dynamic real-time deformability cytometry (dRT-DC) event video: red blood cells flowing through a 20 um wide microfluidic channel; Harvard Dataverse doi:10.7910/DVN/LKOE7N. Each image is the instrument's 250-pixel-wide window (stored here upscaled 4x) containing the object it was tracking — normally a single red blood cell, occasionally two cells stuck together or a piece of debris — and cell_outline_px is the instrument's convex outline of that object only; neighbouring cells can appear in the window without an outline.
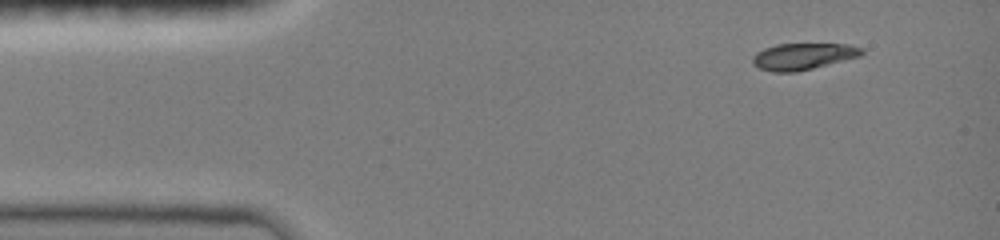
{"species": "common noctule bat (a hibernating species)", "species_latin": "Nyctalus noctula", "temperature_condition": "room temperature", "stored_images_in_passage": 38, "camera_frame_rate_fps": 3000, "um_per_image_px": 0.085, "animal": {"sex": "female", "body_mass_g": 19.0, "forearm_length_mm": 51.5}, "frame": {"image": 1, "passage_image": 1, "time_ms": 0.0, "image_size_px": [1000, 240], "cell_outline_px": [[864, 52], [860, 56], [796, 72], [772, 72], [760, 68], [752, 64], [752, 56], [756, 52], [764, 48], [776, 44], [848, 44], [864, 48]], "centroid_in_image_um": [68.24, 4.78], "position_along_channel_um": 16.8, "area_um2": 16.88}}
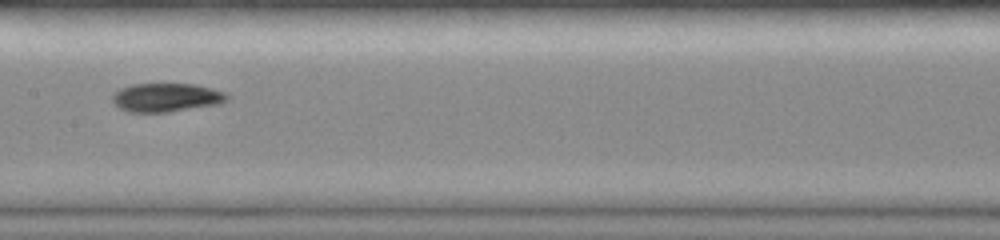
{"frame": {"image": 2, "passage_image": 20, "time_ms": 6.333, "image_size_px": [1000, 240], "cell_outline_px": [[228, 100], [220, 104], [168, 112], [128, 112], [112, 104], [112, 92], [120, 88], [132, 84], [196, 84], [212, 88], [224, 92], [228, 96]], "centroid_in_image_um": [14.1, 8.28], "position_along_channel_um": 193.3, "area_um2": 19.36}}
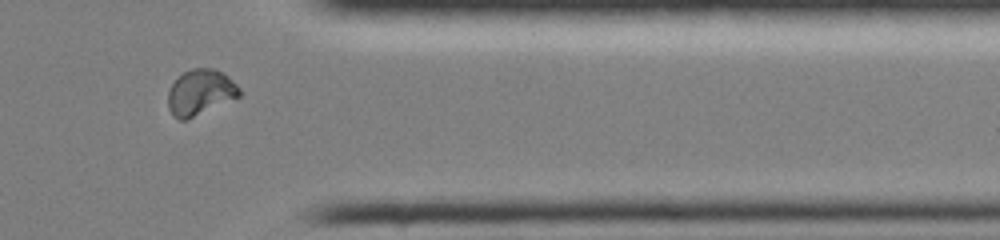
{"frame": {"image": 3, "passage_image": 35, "time_ms": 11.333, "image_size_px": [1000, 240], "cell_outline_px": [[240, 96], [188, 120], [180, 120], [168, 108], [168, 92], [172, 84], [184, 72], [192, 68], [212, 68], [228, 76], [240, 88]], "centroid_in_image_um": [17.03, 7.86], "position_along_channel_um": 394.4, "area_um2": 18.79}, "authors_computed_cell_mechanics": {"area_um2": 18.5249, "velocity_mm_per_s": 4.0726, "shape_relaxation_time_tau1_ms": 9.5819, "shape_relaxation_time_tau2_ms": null, "deformation_change_tau1": 0.2856, "deformation_change_tau2": null}}